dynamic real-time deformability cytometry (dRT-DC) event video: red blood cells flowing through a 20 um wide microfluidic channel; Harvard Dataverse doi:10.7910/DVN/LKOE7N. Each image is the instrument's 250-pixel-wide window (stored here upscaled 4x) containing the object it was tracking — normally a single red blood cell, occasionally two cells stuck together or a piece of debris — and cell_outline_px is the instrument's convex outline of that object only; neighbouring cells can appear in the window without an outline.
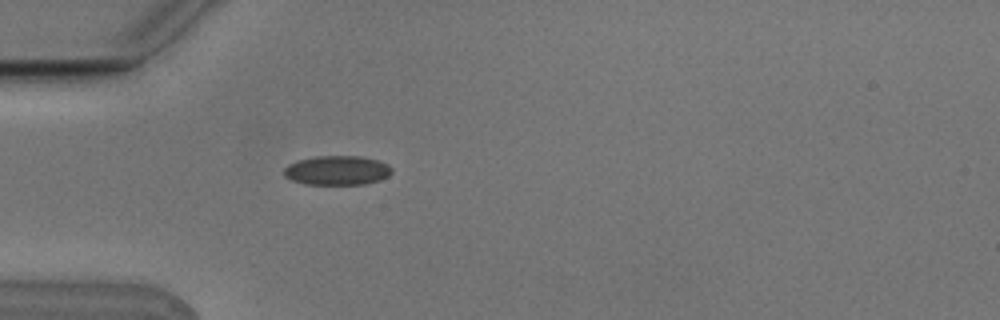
{"species": "Egyptian fruit bat (a non-hibernating species)", "species_latin": "Rousettus aegyptiacus", "temperature_condition": "cold", "stored_images_in_passage": 4, "camera_frame_rate_fps": 3000, "um_per_image_px": 0.085, "animal": {"sex": "male"}, "frame": {"image": 1, "passage_image": 4, "time_ms": 1.0, "image_size_px": [1000, 320], "cell_outline_px": [[392, 172], [388, 176], [380, 180], [364, 184], [304, 184], [292, 180], [284, 176], [284, 168], [288, 164], [296, 160], [316, 156], [360, 156], [376, 160], [388, 164], [392, 168]], "centroid_in_image_um": [28.64, 14.48], "position_along_channel_um": 56.4, "area_um2": 18.5}}